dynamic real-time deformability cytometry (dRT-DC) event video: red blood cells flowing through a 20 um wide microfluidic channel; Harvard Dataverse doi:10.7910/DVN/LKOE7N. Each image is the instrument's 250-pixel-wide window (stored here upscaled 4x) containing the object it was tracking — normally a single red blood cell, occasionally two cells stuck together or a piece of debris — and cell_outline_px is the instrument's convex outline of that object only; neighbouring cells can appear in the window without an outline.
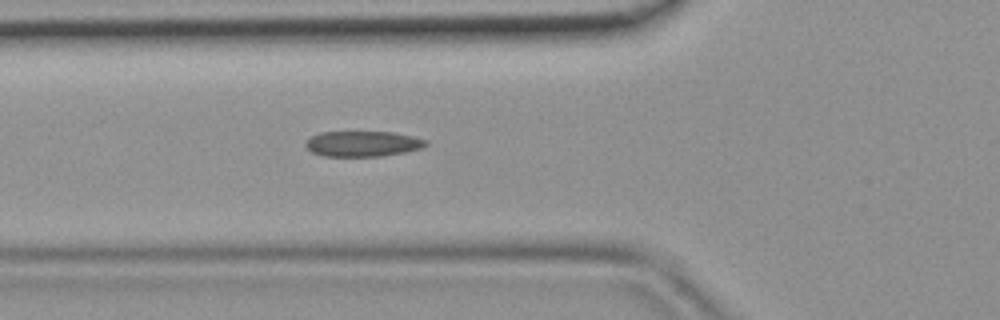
{"species": "common noctule bat (a hibernating species)", "species_latin": "Nyctalus noctula", "temperature_condition": "room temperature", "stored_images_in_passage": 33, "camera_frame_rate_fps": 3000, "um_per_image_px": 0.085, "animal": {"sex": "female", "body_mass_g": 19.9}, "frame": {"image": 1, "passage_image": 6, "time_ms": 1.667, "image_size_px": [1000, 320], "cell_outline_px": [[428, 144], [420, 148], [404, 152], [380, 156], [324, 156], [312, 152], [304, 144], [312, 136], [320, 132], [392, 132], [412, 136], [428, 140]], "centroid_in_image_um": [30.84, 12.21], "position_along_channel_um": 95.0, "area_um2": 17.69}}